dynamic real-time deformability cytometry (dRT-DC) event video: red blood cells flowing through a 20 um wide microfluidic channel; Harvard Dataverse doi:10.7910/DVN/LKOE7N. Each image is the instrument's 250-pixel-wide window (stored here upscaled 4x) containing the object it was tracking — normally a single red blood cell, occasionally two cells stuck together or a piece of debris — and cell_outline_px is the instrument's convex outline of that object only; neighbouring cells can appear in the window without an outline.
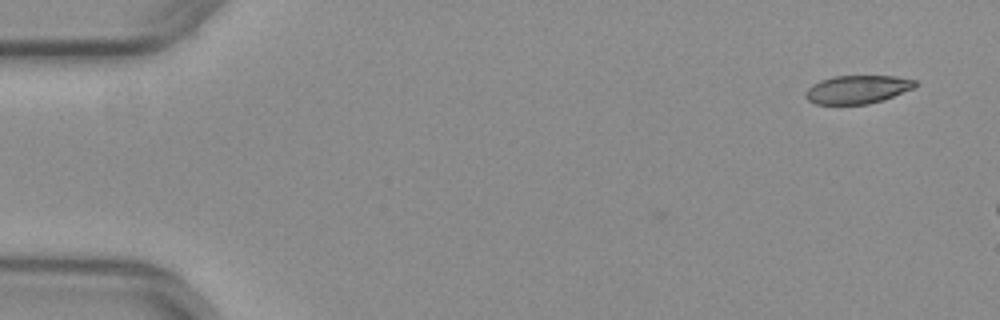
{"species": "common noctule bat (a hibernating species)", "species_latin": "Nyctalus noctula", "temperature_condition": "warm", "stored_images_in_passage": 8, "camera_frame_rate_fps": 3000, "um_per_image_px": 0.085, "animal": {"sex": "female", "body_mass_g": 29.2, "forearm_length_mm": 56.3}, "frame": {"image": 1, "passage_image": 1, "time_ms": 0.0, "image_size_px": [1000, 320], "cell_outline_px": [[916, 84], [912, 88], [884, 100], [868, 104], [816, 104], [808, 100], [804, 96], [804, 92], [812, 84], [820, 80], [832, 76], [896, 76], [916, 80]], "centroid_in_image_um": [72.84, 7.6], "position_along_channel_um": 12.2, "area_um2": 18.09}}